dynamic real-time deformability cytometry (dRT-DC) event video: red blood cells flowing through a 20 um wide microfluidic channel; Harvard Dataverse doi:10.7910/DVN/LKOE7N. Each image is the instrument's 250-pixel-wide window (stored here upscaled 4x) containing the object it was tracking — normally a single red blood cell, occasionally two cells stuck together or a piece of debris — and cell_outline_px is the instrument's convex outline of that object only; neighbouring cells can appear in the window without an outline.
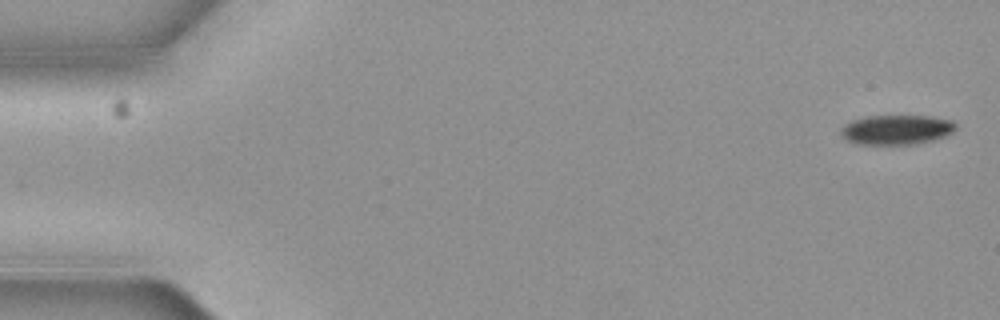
{"species": "common noctule bat (a hibernating species)", "species_latin": "Nyctalus noctula", "temperature_condition": "cold", "stored_images_in_passage": 5, "camera_frame_rate_fps": 3000, "um_per_image_px": 0.085, "animal": {"sex": "female", "body_mass_g": 19.3, "forearm_length_mm": 54.1}, "frame": {"image": 1, "passage_image": 1, "time_ms": 0.0, "image_size_px": [1000, 320], "cell_outline_px": [[956, 128], [952, 132], [944, 136], [932, 140], [912, 144], [856, 144], [848, 140], [840, 132], [844, 124], [852, 120], [868, 116], [928, 116], [952, 120], [956, 124]], "centroid_in_image_um": [76.2, 11.02], "position_along_channel_um": 8.8, "area_um2": 19.65}}
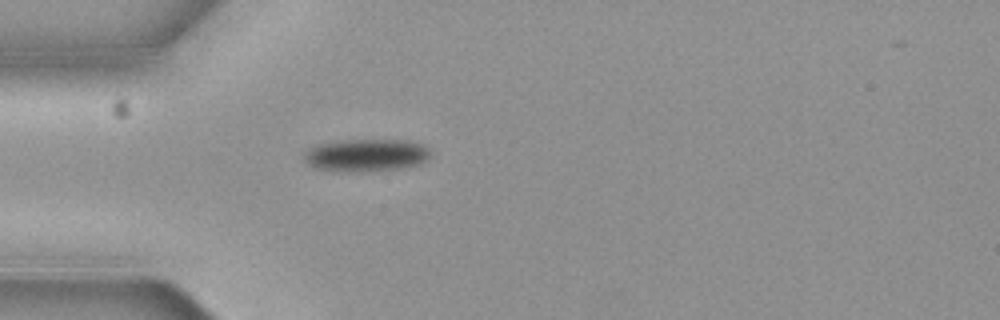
{"frame": {"image": 2, "passage_image": 5, "time_ms": 1.333, "image_size_px": [1000, 320], "cell_outline_px": [[428, 156], [420, 164], [400, 168], [316, 168], [308, 164], [304, 160], [304, 152], [316, 144], [336, 140], [400, 140], [420, 144], [428, 152]], "centroid_in_image_um": [31.06, 13.12], "position_along_channel_um": 53.9, "area_um2": 22.31}}